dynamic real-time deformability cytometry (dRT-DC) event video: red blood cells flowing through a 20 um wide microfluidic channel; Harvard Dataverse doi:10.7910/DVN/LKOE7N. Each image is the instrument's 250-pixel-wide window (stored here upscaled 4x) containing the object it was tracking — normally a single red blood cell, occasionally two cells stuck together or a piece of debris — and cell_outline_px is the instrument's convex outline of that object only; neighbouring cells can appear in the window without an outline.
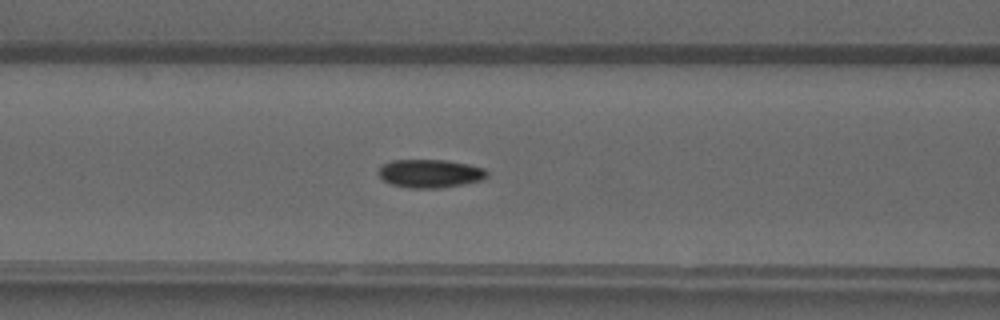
{"species": "common noctule bat (a hibernating species)", "species_latin": "Nyctalus noctula", "temperature_condition": "warm", "stored_images_in_passage": 50, "camera_frame_rate_fps": 3000, "um_per_image_px": 0.085, "animal": {"sex": "male", "forearm_length_mm": 52.5}, "frame": {"image": 1, "passage_image": 20, "time_ms": 6.333, "image_size_px": [1000, 320], "cell_outline_px": [[488, 176], [484, 180], [464, 184], [440, 188], [408, 188], [392, 184], [384, 180], [376, 172], [384, 164], [392, 160], [444, 160], [468, 164], [484, 168], [488, 172]], "centroid_in_image_um": [36.59, 14.75], "position_along_channel_um": 130.0, "area_um2": 17.98}}
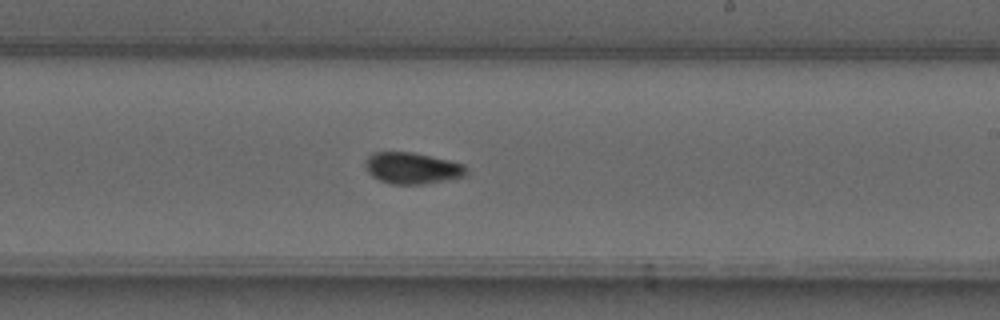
{"frame": {"image": 2, "passage_image": 29, "time_ms": 9.333, "image_size_px": [1000, 320], "cell_outline_px": [[468, 172], [464, 176], [424, 184], [392, 184], [380, 180], [372, 176], [368, 172], [364, 164], [364, 160], [372, 152], [412, 152], [448, 160], [464, 164], [468, 168]], "centroid_in_image_um": [35.02, 14.28], "position_along_channel_um": 254.0, "area_um2": 18.5}}
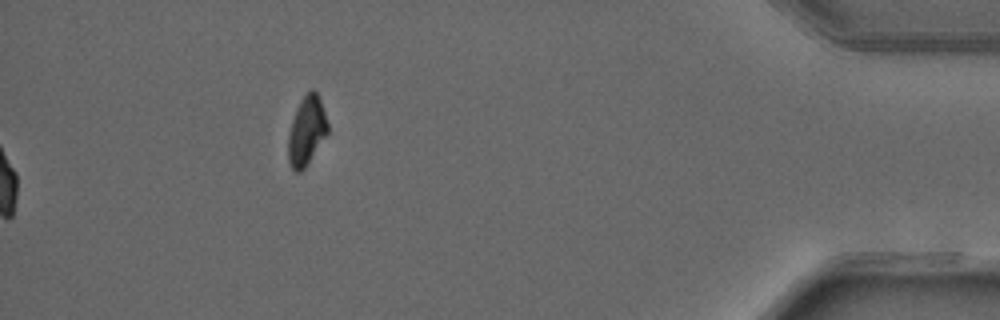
{"frame": {"image": 3, "passage_image": 50, "time_ms": 16.333, "image_size_px": [1000, 320], "cell_outline_px": [[328, 132], [304, 168], [300, 172], [296, 172], [292, 168], [288, 160], [288, 136], [292, 120], [296, 108], [300, 100], [312, 88], [316, 92], [320, 100], [328, 124]], "centroid_in_image_um": [26.04, 11.11], "position_along_channel_um": 409.2, "area_um2": 15.55}, "authors_computed_cell_mechanics": {"area_um2": 17.2244, "velocity_mm_per_s": 4.1554, "shape_relaxation_time_tau1_ms": 7.387, "shape_relaxation_time_tau2_ms": 1.3871, "deformation_change_tau1": 0.1911, "deformation_change_tau2": 0.0544}}